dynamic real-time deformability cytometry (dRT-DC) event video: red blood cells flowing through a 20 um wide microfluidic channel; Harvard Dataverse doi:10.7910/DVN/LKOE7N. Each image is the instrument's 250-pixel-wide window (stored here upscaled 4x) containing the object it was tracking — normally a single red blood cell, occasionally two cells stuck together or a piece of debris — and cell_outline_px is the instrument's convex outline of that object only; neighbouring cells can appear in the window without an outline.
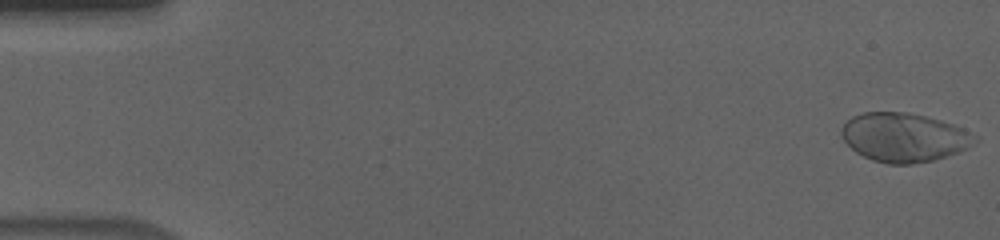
{"species": "human", "species_latin": "Homo sapiens", "temperature_condition": "cold", "stored_images_in_passage": 54, "camera_frame_rate_fps": 3000, "um_per_image_px": 0.085, "donor": {"sex": "male"}, "frame": {"image": 1, "passage_image": 1, "time_ms": 0.0, "image_size_px": [1000, 240], "cell_outline_px": [[980, 140], [968, 148], [932, 160], [912, 164], [888, 164], [872, 160], [856, 152], [844, 140], [840, 132], [840, 128], [852, 116], [864, 112], [908, 112], [940, 120], [964, 128], [980, 136]], "centroid_in_image_um": [76.87, 11.67], "position_along_channel_um": 8.1, "area_um2": 38.09}}
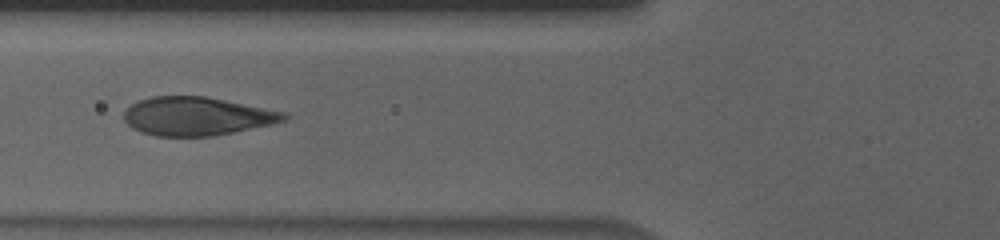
{"frame": {"image": 2, "passage_image": 22, "time_ms": 7.0, "image_size_px": [1000, 240], "cell_outline_px": [[288, 116], [284, 120], [272, 124], [212, 136], [156, 136], [140, 132], [132, 128], [124, 120], [124, 112], [132, 104], [140, 100], [152, 96], [204, 96], [288, 112]], "centroid_in_image_um": [16.73, 9.88], "position_along_channel_um": 109.1, "area_um2": 35.72}}
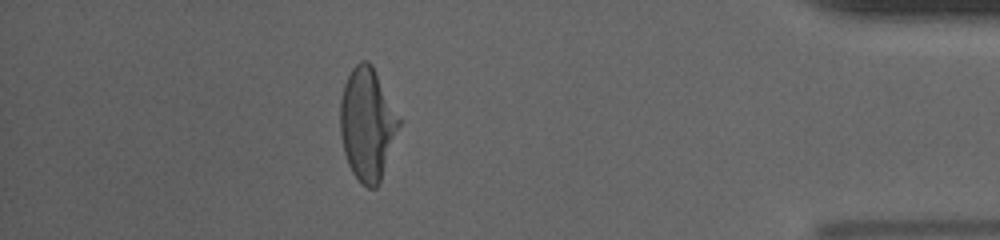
{"frame": {"image": 3, "passage_image": 50, "time_ms": 16.333, "image_size_px": [1000, 240], "cell_outline_px": [[404, 120], [380, 180], [376, 188], [368, 188], [352, 172], [348, 164], [344, 152], [340, 132], [340, 100], [344, 84], [352, 68], [360, 60], [368, 60], [372, 64]], "centroid_in_image_um": [31.27, 10.49], "position_along_channel_um": 403.9, "area_um2": 39.25}, "authors_computed_cell_mechanics": {"area_um2": 37.9457, "velocity_mm_per_s": 3.6118, "shape_relaxation_time_tau1_ms": 4.9705, "shape_relaxation_time_tau2_ms": null, "deformation_change_tau1": 0.2291, "deformation_change_tau2": null}}